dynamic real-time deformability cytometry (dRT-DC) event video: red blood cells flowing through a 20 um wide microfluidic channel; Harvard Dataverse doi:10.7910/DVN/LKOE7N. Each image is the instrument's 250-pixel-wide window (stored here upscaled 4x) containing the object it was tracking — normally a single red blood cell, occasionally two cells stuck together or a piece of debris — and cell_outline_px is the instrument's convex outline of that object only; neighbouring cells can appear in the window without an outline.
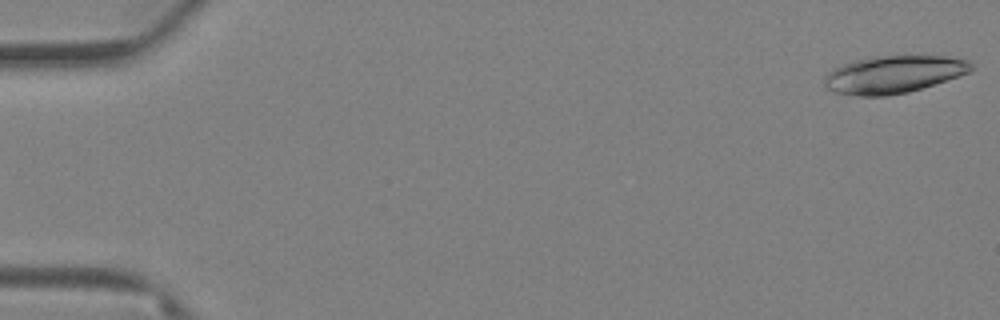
{"species": "Egyptian fruit bat (a non-hibernating species)", "species_latin": "Rousettus aegyptiacus", "temperature_condition": "warm", "stored_images_in_passage": 70, "camera_frame_rate_fps": 3000, "um_per_image_px": 0.085, "animal": {"sex": "female"}, "frame": {"image": 1, "passage_image": 1, "time_ms": 0.0, "image_size_px": [1000, 320], "cell_outline_px": [[972, 68], [968, 72], [908, 92], [888, 96], [856, 96], [832, 92], [824, 84], [824, 76], [832, 68], [856, 60], [876, 56], [944, 56], [968, 60], [972, 64]], "centroid_in_image_um": [75.88, 6.33], "position_along_channel_um": 9.1, "area_um2": 31.73}}
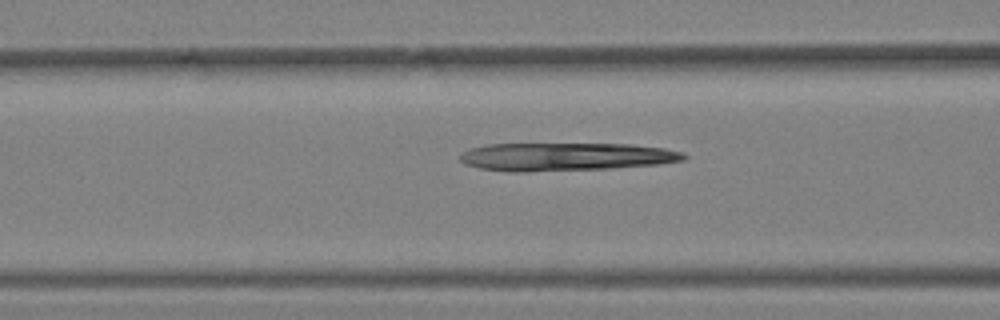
{"frame": {"image": 2, "passage_image": 29, "time_ms": 9.333, "image_size_px": [1000, 320], "cell_outline_px": [[688, 156], [684, 160], [656, 164], [612, 168], [528, 172], [508, 172], [480, 168], [464, 164], [460, 160], [460, 152], [468, 148], [488, 144], [632, 144], [664, 148], [684, 152]], "centroid_in_image_um": [48.04, 13.32], "position_along_channel_um": 118.6, "area_um2": 36.93}}
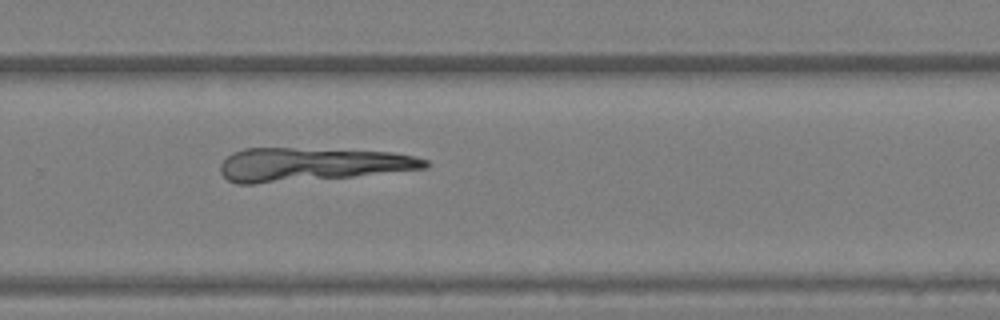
{"frame": {"image": 3, "passage_image": 48, "time_ms": 15.667, "image_size_px": [1000, 320], "cell_outline_px": [[428, 168], [352, 176], [252, 184], [236, 184], [228, 180], [220, 172], [220, 164], [232, 152], [244, 148], [292, 148], [392, 152], [412, 156], [428, 160]], "centroid_in_image_um": [26.42, 13.97], "position_along_channel_um": 303.4, "area_um2": 39.54}}